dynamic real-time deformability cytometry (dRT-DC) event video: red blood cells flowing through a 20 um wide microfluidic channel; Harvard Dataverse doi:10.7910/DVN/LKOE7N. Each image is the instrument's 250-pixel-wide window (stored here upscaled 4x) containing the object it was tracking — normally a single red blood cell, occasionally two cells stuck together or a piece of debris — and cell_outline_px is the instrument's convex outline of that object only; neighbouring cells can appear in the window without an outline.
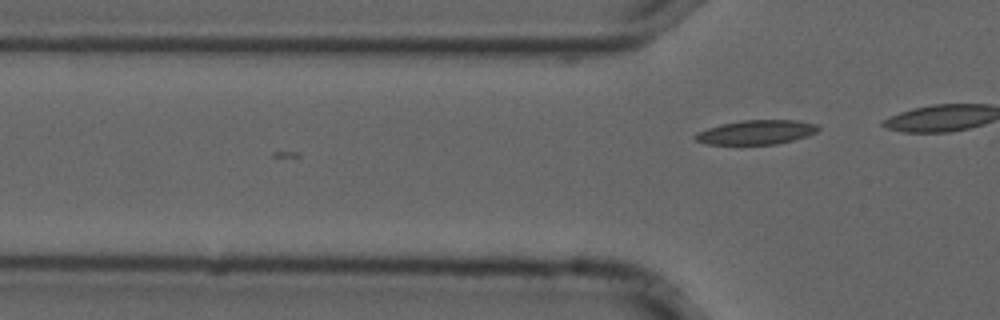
{"species": "common noctule bat (a hibernating species)", "species_latin": "Nyctalus noctula", "temperature_condition": "cold", "stored_images_in_passage": 8, "camera_frame_rate_fps": 3000, "um_per_image_px": 0.085, "animal": {"sex": "male", "forearm_length_mm": 52.5}, "frame": {"image": 1, "passage_image": 8, "time_ms": 2.333, "image_size_px": [1000, 320], "cell_outline_px": [[820, 128], [816, 132], [808, 136], [776, 144], [708, 144], [692, 140], [692, 136], [708, 128], [720, 124], [740, 120], [796, 120], [816, 124]], "centroid_in_image_um": [64.27, 11.24], "position_along_channel_um": 61.5, "area_um2": 17.4}}